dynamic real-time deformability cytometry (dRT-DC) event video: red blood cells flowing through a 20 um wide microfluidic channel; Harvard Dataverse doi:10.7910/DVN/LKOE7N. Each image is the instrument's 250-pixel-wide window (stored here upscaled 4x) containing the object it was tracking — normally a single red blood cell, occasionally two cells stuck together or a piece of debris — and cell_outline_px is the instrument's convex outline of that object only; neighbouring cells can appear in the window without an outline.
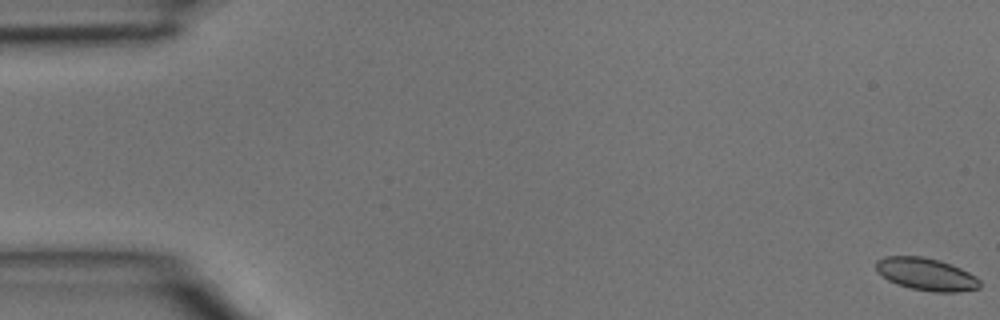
{"species": "common noctule bat (a hibernating species)", "species_latin": "Nyctalus noctula", "temperature_condition": "room temperature", "stored_images_in_passage": 5, "camera_frame_rate_fps": 3000, "um_per_image_px": 0.085, "animal": {"sex": "male", "body_mass_g": 15.6}, "frame": {"image": 1, "passage_image": 1, "time_ms": 0.0, "image_size_px": [1000, 320], "cell_outline_px": [[980, 288], [960, 292], [932, 292], [912, 288], [896, 284], [888, 280], [876, 272], [876, 260], [884, 256], [924, 256], [940, 260], [960, 268], [976, 276], [980, 280]], "centroid_in_image_um": [78.72, 23.3], "position_along_channel_um": 6.3, "area_um2": 19.83}}